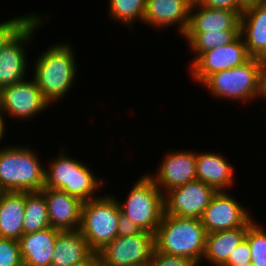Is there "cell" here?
I'll return each mask as SVG.
<instances>
[{"label": "cell", "mask_w": 266, "mask_h": 266, "mask_svg": "<svg viewBox=\"0 0 266 266\" xmlns=\"http://www.w3.org/2000/svg\"><path fill=\"white\" fill-rule=\"evenodd\" d=\"M207 232L201 219L181 218L164 213L155 232V250L201 263Z\"/></svg>", "instance_id": "7a4b0ae2"}, {"label": "cell", "mask_w": 266, "mask_h": 266, "mask_svg": "<svg viewBox=\"0 0 266 266\" xmlns=\"http://www.w3.org/2000/svg\"><path fill=\"white\" fill-rule=\"evenodd\" d=\"M251 215L241 202L225 191H217L205 208L201 222L208 233L243 227Z\"/></svg>", "instance_id": "4fadbf2b"}, {"label": "cell", "mask_w": 266, "mask_h": 266, "mask_svg": "<svg viewBox=\"0 0 266 266\" xmlns=\"http://www.w3.org/2000/svg\"><path fill=\"white\" fill-rule=\"evenodd\" d=\"M234 266H254L251 263H246V264H239V265H234Z\"/></svg>", "instance_id": "74e56055"}, {"label": "cell", "mask_w": 266, "mask_h": 266, "mask_svg": "<svg viewBox=\"0 0 266 266\" xmlns=\"http://www.w3.org/2000/svg\"><path fill=\"white\" fill-rule=\"evenodd\" d=\"M199 5L208 8L226 9L230 11H244L238 0H195Z\"/></svg>", "instance_id": "1f68e13d"}, {"label": "cell", "mask_w": 266, "mask_h": 266, "mask_svg": "<svg viewBox=\"0 0 266 266\" xmlns=\"http://www.w3.org/2000/svg\"><path fill=\"white\" fill-rule=\"evenodd\" d=\"M264 1L266 0H238V3L243 9H245L250 6H253L254 4H258Z\"/></svg>", "instance_id": "d590c367"}, {"label": "cell", "mask_w": 266, "mask_h": 266, "mask_svg": "<svg viewBox=\"0 0 266 266\" xmlns=\"http://www.w3.org/2000/svg\"><path fill=\"white\" fill-rule=\"evenodd\" d=\"M142 230L134 224L127 216L120 214L118 222V235L119 236H132L141 233Z\"/></svg>", "instance_id": "d6a6232c"}, {"label": "cell", "mask_w": 266, "mask_h": 266, "mask_svg": "<svg viewBox=\"0 0 266 266\" xmlns=\"http://www.w3.org/2000/svg\"><path fill=\"white\" fill-rule=\"evenodd\" d=\"M243 11L208 8L193 0L185 33H240Z\"/></svg>", "instance_id": "9a60e30c"}, {"label": "cell", "mask_w": 266, "mask_h": 266, "mask_svg": "<svg viewBox=\"0 0 266 266\" xmlns=\"http://www.w3.org/2000/svg\"><path fill=\"white\" fill-rule=\"evenodd\" d=\"M41 191L47 202L50 227L60 231L79 230L83 202L61 190L44 187Z\"/></svg>", "instance_id": "2e32d148"}, {"label": "cell", "mask_w": 266, "mask_h": 266, "mask_svg": "<svg viewBox=\"0 0 266 266\" xmlns=\"http://www.w3.org/2000/svg\"><path fill=\"white\" fill-rule=\"evenodd\" d=\"M261 59L251 57L244 64L210 75L202 85L214 98L237 101H255L258 94Z\"/></svg>", "instance_id": "52a82bcc"}, {"label": "cell", "mask_w": 266, "mask_h": 266, "mask_svg": "<svg viewBox=\"0 0 266 266\" xmlns=\"http://www.w3.org/2000/svg\"><path fill=\"white\" fill-rule=\"evenodd\" d=\"M126 201H118L121 213L142 231L155 234L165 213L164 194L148 174L142 175L130 189Z\"/></svg>", "instance_id": "8992f818"}, {"label": "cell", "mask_w": 266, "mask_h": 266, "mask_svg": "<svg viewBox=\"0 0 266 266\" xmlns=\"http://www.w3.org/2000/svg\"><path fill=\"white\" fill-rule=\"evenodd\" d=\"M216 192L213 187L199 180L173 188L164 195L165 214L201 219Z\"/></svg>", "instance_id": "7c38bea8"}, {"label": "cell", "mask_w": 266, "mask_h": 266, "mask_svg": "<svg viewBox=\"0 0 266 266\" xmlns=\"http://www.w3.org/2000/svg\"><path fill=\"white\" fill-rule=\"evenodd\" d=\"M156 173L148 174L165 195L169 190L196 180V153L193 151H171L166 153ZM155 174V175H154Z\"/></svg>", "instance_id": "5bb4252c"}, {"label": "cell", "mask_w": 266, "mask_h": 266, "mask_svg": "<svg viewBox=\"0 0 266 266\" xmlns=\"http://www.w3.org/2000/svg\"><path fill=\"white\" fill-rule=\"evenodd\" d=\"M107 195H98L82 205L79 230L94 253L118 236L121 210L115 196Z\"/></svg>", "instance_id": "5b68a950"}, {"label": "cell", "mask_w": 266, "mask_h": 266, "mask_svg": "<svg viewBox=\"0 0 266 266\" xmlns=\"http://www.w3.org/2000/svg\"><path fill=\"white\" fill-rule=\"evenodd\" d=\"M234 166L219 153L196 152V180L216 191H227L235 181Z\"/></svg>", "instance_id": "d6986e66"}, {"label": "cell", "mask_w": 266, "mask_h": 266, "mask_svg": "<svg viewBox=\"0 0 266 266\" xmlns=\"http://www.w3.org/2000/svg\"><path fill=\"white\" fill-rule=\"evenodd\" d=\"M250 58L243 37L239 35L230 44L212 48L190 63L191 77L201 85L210 75L240 66Z\"/></svg>", "instance_id": "8fae6325"}, {"label": "cell", "mask_w": 266, "mask_h": 266, "mask_svg": "<svg viewBox=\"0 0 266 266\" xmlns=\"http://www.w3.org/2000/svg\"><path fill=\"white\" fill-rule=\"evenodd\" d=\"M245 239L251 250L250 263L254 266H266V231L258 221H253L247 229Z\"/></svg>", "instance_id": "4316f807"}, {"label": "cell", "mask_w": 266, "mask_h": 266, "mask_svg": "<svg viewBox=\"0 0 266 266\" xmlns=\"http://www.w3.org/2000/svg\"><path fill=\"white\" fill-rule=\"evenodd\" d=\"M60 230L48 227L23 234L19 241L24 266H51L57 234Z\"/></svg>", "instance_id": "ffe728a7"}, {"label": "cell", "mask_w": 266, "mask_h": 266, "mask_svg": "<svg viewBox=\"0 0 266 266\" xmlns=\"http://www.w3.org/2000/svg\"><path fill=\"white\" fill-rule=\"evenodd\" d=\"M155 250V234L142 231L132 236H117L97 252L102 266L150 265Z\"/></svg>", "instance_id": "ba28073f"}, {"label": "cell", "mask_w": 266, "mask_h": 266, "mask_svg": "<svg viewBox=\"0 0 266 266\" xmlns=\"http://www.w3.org/2000/svg\"><path fill=\"white\" fill-rule=\"evenodd\" d=\"M75 266H102V265L98 254L94 253L88 260Z\"/></svg>", "instance_id": "e575fe53"}, {"label": "cell", "mask_w": 266, "mask_h": 266, "mask_svg": "<svg viewBox=\"0 0 266 266\" xmlns=\"http://www.w3.org/2000/svg\"><path fill=\"white\" fill-rule=\"evenodd\" d=\"M150 266H199L190 258L171 256L154 250Z\"/></svg>", "instance_id": "f546056e"}, {"label": "cell", "mask_w": 266, "mask_h": 266, "mask_svg": "<svg viewBox=\"0 0 266 266\" xmlns=\"http://www.w3.org/2000/svg\"><path fill=\"white\" fill-rule=\"evenodd\" d=\"M94 252L80 230L57 234L51 266H75L88 260Z\"/></svg>", "instance_id": "44dd1931"}, {"label": "cell", "mask_w": 266, "mask_h": 266, "mask_svg": "<svg viewBox=\"0 0 266 266\" xmlns=\"http://www.w3.org/2000/svg\"><path fill=\"white\" fill-rule=\"evenodd\" d=\"M30 147L11 145L0 148V192L41 191L46 166Z\"/></svg>", "instance_id": "3957f363"}, {"label": "cell", "mask_w": 266, "mask_h": 266, "mask_svg": "<svg viewBox=\"0 0 266 266\" xmlns=\"http://www.w3.org/2000/svg\"><path fill=\"white\" fill-rule=\"evenodd\" d=\"M109 15L112 20L132 28L134 22H144L146 0H108Z\"/></svg>", "instance_id": "d4e9b609"}, {"label": "cell", "mask_w": 266, "mask_h": 266, "mask_svg": "<svg viewBox=\"0 0 266 266\" xmlns=\"http://www.w3.org/2000/svg\"><path fill=\"white\" fill-rule=\"evenodd\" d=\"M0 266H24L18 240L0 237Z\"/></svg>", "instance_id": "f1b7e54d"}, {"label": "cell", "mask_w": 266, "mask_h": 266, "mask_svg": "<svg viewBox=\"0 0 266 266\" xmlns=\"http://www.w3.org/2000/svg\"><path fill=\"white\" fill-rule=\"evenodd\" d=\"M5 125H6L5 121H4V119L0 115V141L4 137V134L6 133L5 132L6 131Z\"/></svg>", "instance_id": "8d00e7d4"}, {"label": "cell", "mask_w": 266, "mask_h": 266, "mask_svg": "<svg viewBox=\"0 0 266 266\" xmlns=\"http://www.w3.org/2000/svg\"><path fill=\"white\" fill-rule=\"evenodd\" d=\"M266 99V61L261 60L259 69L258 94L257 98Z\"/></svg>", "instance_id": "836d02e7"}, {"label": "cell", "mask_w": 266, "mask_h": 266, "mask_svg": "<svg viewBox=\"0 0 266 266\" xmlns=\"http://www.w3.org/2000/svg\"><path fill=\"white\" fill-rule=\"evenodd\" d=\"M251 250L246 239L243 240L233 252H231L229 259L222 266H234L239 264L250 263Z\"/></svg>", "instance_id": "4dcf8cb0"}, {"label": "cell", "mask_w": 266, "mask_h": 266, "mask_svg": "<svg viewBox=\"0 0 266 266\" xmlns=\"http://www.w3.org/2000/svg\"><path fill=\"white\" fill-rule=\"evenodd\" d=\"M240 35L251 57L261 59L266 54V1L244 9Z\"/></svg>", "instance_id": "ac0fdd59"}, {"label": "cell", "mask_w": 266, "mask_h": 266, "mask_svg": "<svg viewBox=\"0 0 266 266\" xmlns=\"http://www.w3.org/2000/svg\"><path fill=\"white\" fill-rule=\"evenodd\" d=\"M50 227L47 202L42 191L25 192L23 234Z\"/></svg>", "instance_id": "cb8c5ba5"}, {"label": "cell", "mask_w": 266, "mask_h": 266, "mask_svg": "<svg viewBox=\"0 0 266 266\" xmlns=\"http://www.w3.org/2000/svg\"><path fill=\"white\" fill-rule=\"evenodd\" d=\"M24 214L25 192H0V237L19 240Z\"/></svg>", "instance_id": "603a6c76"}, {"label": "cell", "mask_w": 266, "mask_h": 266, "mask_svg": "<svg viewBox=\"0 0 266 266\" xmlns=\"http://www.w3.org/2000/svg\"><path fill=\"white\" fill-rule=\"evenodd\" d=\"M193 0H146L144 24L165 28L178 24L183 36L189 25L190 9Z\"/></svg>", "instance_id": "e0dca14e"}, {"label": "cell", "mask_w": 266, "mask_h": 266, "mask_svg": "<svg viewBox=\"0 0 266 266\" xmlns=\"http://www.w3.org/2000/svg\"><path fill=\"white\" fill-rule=\"evenodd\" d=\"M65 153L62 147L59 156L46 165L44 187L64 191L82 202L98 197L95 193L103 187V179L96 177L81 160Z\"/></svg>", "instance_id": "277c9868"}, {"label": "cell", "mask_w": 266, "mask_h": 266, "mask_svg": "<svg viewBox=\"0 0 266 266\" xmlns=\"http://www.w3.org/2000/svg\"><path fill=\"white\" fill-rule=\"evenodd\" d=\"M239 35L240 33H185L183 38L187 40L191 52L196 54L193 63L202 53L230 44Z\"/></svg>", "instance_id": "484cf974"}, {"label": "cell", "mask_w": 266, "mask_h": 266, "mask_svg": "<svg viewBox=\"0 0 266 266\" xmlns=\"http://www.w3.org/2000/svg\"><path fill=\"white\" fill-rule=\"evenodd\" d=\"M74 53L69 43L61 42L51 45L34 62L32 78L49 104L65 98L76 80L78 68Z\"/></svg>", "instance_id": "6da1fadb"}, {"label": "cell", "mask_w": 266, "mask_h": 266, "mask_svg": "<svg viewBox=\"0 0 266 266\" xmlns=\"http://www.w3.org/2000/svg\"><path fill=\"white\" fill-rule=\"evenodd\" d=\"M261 60H265L266 61V54L261 58Z\"/></svg>", "instance_id": "f35d334b"}, {"label": "cell", "mask_w": 266, "mask_h": 266, "mask_svg": "<svg viewBox=\"0 0 266 266\" xmlns=\"http://www.w3.org/2000/svg\"><path fill=\"white\" fill-rule=\"evenodd\" d=\"M48 106L50 104L43 98L33 78L0 90V115L4 120L5 114L9 115L8 117L27 120L41 114Z\"/></svg>", "instance_id": "9c48e42d"}, {"label": "cell", "mask_w": 266, "mask_h": 266, "mask_svg": "<svg viewBox=\"0 0 266 266\" xmlns=\"http://www.w3.org/2000/svg\"><path fill=\"white\" fill-rule=\"evenodd\" d=\"M37 16L0 51V90L19 83L27 77V61L25 45L32 42L34 31L37 30L44 16ZM26 75V76H25Z\"/></svg>", "instance_id": "30bf717a"}, {"label": "cell", "mask_w": 266, "mask_h": 266, "mask_svg": "<svg viewBox=\"0 0 266 266\" xmlns=\"http://www.w3.org/2000/svg\"><path fill=\"white\" fill-rule=\"evenodd\" d=\"M38 13H30L24 16L12 17L3 23L0 22V51L12 41Z\"/></svg>", "instance_id": "83f0119b"}, {"label": "cell", "mask_w": 266, "mask_h": 266, "mask_svg": "<svg viewBox=\"0 0 266 266\" xmlns=\"http://www.w3.org/2000/svg\"><path fill=\"white\" fill-rule=\"evenodd\" d=\"M254 221L253 217L243 226L231 230L208 233L205 250L201 261L211 262L212 266H222L231 252L245 239L248 226Z\"/></svg>", "instance_id": "7402d4cb"}]
</instances>
